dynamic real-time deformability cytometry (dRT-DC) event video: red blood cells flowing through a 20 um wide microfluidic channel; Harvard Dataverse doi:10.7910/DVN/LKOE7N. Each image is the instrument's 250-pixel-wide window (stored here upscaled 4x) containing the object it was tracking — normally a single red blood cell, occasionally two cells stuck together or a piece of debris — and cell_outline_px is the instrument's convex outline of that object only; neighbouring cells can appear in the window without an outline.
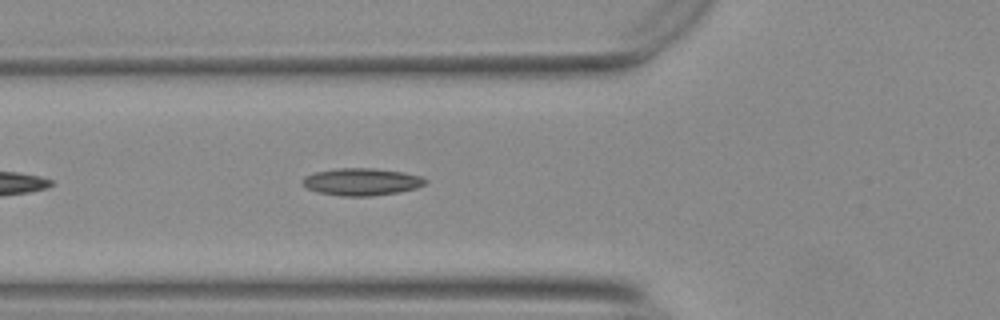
{"species": "Egyptian fruit bat (a non-hibernating species)", "species_latin": "Rousettus aegyptiacus", "temperature_condition": "warm", "stored_images_in_passage": 34, "camera_frame_rate_fps": 3000, "um_per_image_px": 0.085, "animal": {"sex": "female"}, "frame": {"image": 1, "passage_image": 6, "time_ms": 1.667, "image_size_px": [1000, 320], "cell_outline_px": [[428, 180], [424, 184], [416, 188], [400, 192], [368, 196], [344, 196], [320, 192], [308, 188], [300, 180], [304, 176], [316, 172], [340, 168], [372, 168], [404, 172], [420, 176]], "centroid_in_image_um": [30.76, 15.45], "position_along_channel_um": 95.0, "area_um2": 19.31}}
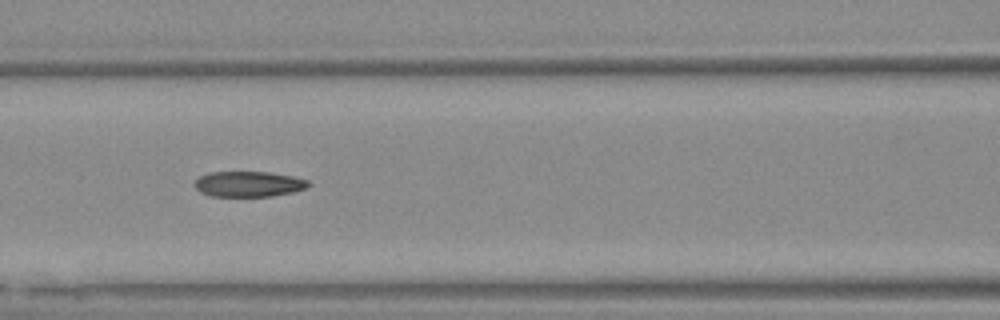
{"frame": {"image": 2, "passage_image": 10, "time_ms": 3.0, "image_size_px": [1000, 320], "cell_outline_px": [[312, 184], [304, 188], [292, 192], [272, 196], [212, 196], [200, 192], [196, 188], [196, 180], [200, 176], [208, 172], [268, 172], [292, 176], [308, 180]], "centroid_in_image_um": [21.14, 15.64], "position_along_channel_um": 145.5, "area_um2": 16.76}, "authors_computed_cell_mechanics": {"area_um2": 17.8602, "velocity_mm_per_s": 3.7251, "shape_relaxation_time_tau1_ms": null, "shape_relaxation_time_tau2_ms": 2.9261, "deformation_change_tau1": null, "deformation_change_tau2": 0.1087}}